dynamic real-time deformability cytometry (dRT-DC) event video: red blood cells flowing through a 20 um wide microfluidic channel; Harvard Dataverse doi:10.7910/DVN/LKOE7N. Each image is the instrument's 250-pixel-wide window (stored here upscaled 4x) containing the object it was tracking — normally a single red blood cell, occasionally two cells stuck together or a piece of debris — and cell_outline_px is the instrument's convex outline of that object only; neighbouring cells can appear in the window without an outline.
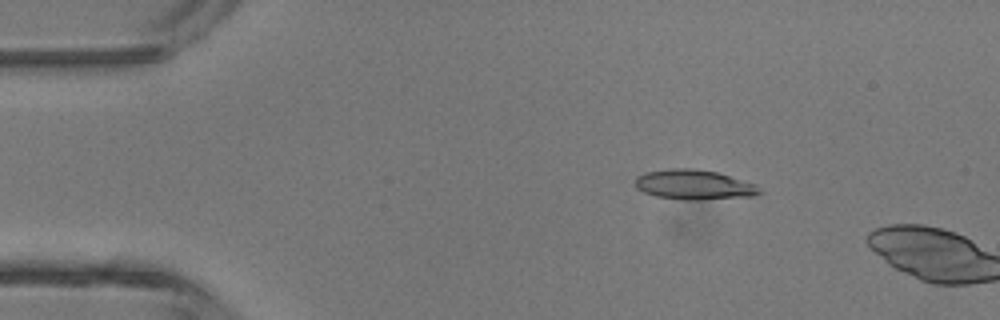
{"species": "common noctule bat (a hibernating species)", "species_latin": "Nyctalus noctula", "temperature_condition": "room temperature", "stored_images_in_passage": 4, "camera_frame_rate_fps": 3000, "um_per_image_px": 0.085, "animal": {"sex": "male", "body_mass_g": 13.3}, "frame": {"image": 1, "passage_image": 3, "time_ms": 0.667, "image_size_px": [1000, 320], "cell_outline_px": [[764, 192], [752, 196], [700, 200], [684, 200], [656, 196], [644, 192], [636, 188], [636, 176], [644, 172], [672, 168], [696, 168], [716, 172], [756, 184]], "centroid_in_image_um": [58.99, 15.7], "position_along_channel_um": 26.0, "area_um2": 21.73}}